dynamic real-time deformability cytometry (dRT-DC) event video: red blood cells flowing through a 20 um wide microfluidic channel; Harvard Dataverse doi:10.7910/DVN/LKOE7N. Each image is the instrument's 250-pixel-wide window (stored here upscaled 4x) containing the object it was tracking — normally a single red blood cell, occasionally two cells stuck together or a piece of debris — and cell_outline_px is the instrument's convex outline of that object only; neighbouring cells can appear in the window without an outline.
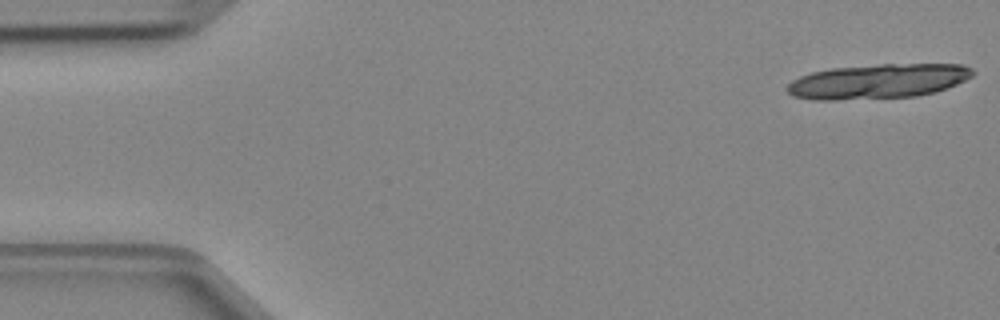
{"species": "Egyptian fruit bat (a non-hibernating species)", "species_latin": "Rousettus aegyptiacus", "temperature_condition": "cold", "stored_images_in_passage": 4, "camera_frame_rate_fps": 3000, "um_per_image_px": 0.085, "animal": {"sex": "female"}, "frame": {"image": 1, "passage_image": 1, "time_ms": 0.0, "image_size_px": [1000, 320], "cell_outline_px": [[976, 72], [972, 76], [956, 84], [936, 92], [916, 96], [836, 100], [816, 100], [792, 96], [784, 88], [792, 80], [800, 76], [812, 72], [832, 68], [880, 64], [964, 64], [972, 68]], "centroid_in_image_um": [74.63, 6.91], "position_along_channel_um": 10.4, "area_um2": 37.63}}
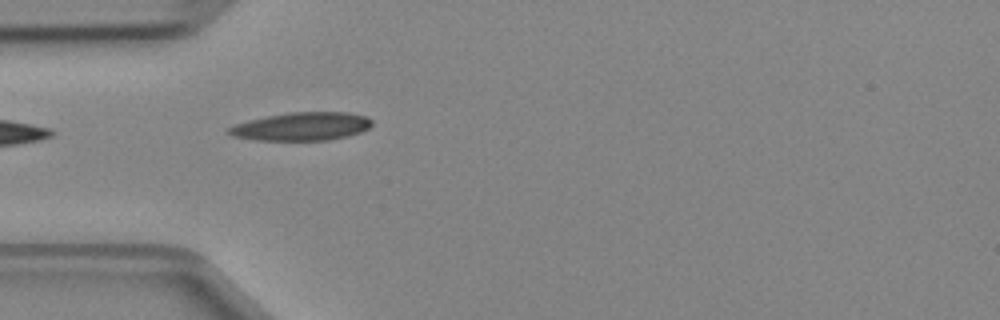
{"frame": {"image": 2, "passage_image": 4, "time_ms": 1.0, "image_size_px": [1000, 320], "cell_outline_px": [[372, 124], [368, 128], [360, 132], [348, 136], [328, 140], [256, 140], [232, 136], [228, 132], [228, 128], [236, 124], [248, 120], [288, 112], [348, 112], [364, 116], [372, 120]], "centroid_in_image_um": [25.65, 10.74], "position_along_channel_um": 59.4, "area_um2": 23.41}}